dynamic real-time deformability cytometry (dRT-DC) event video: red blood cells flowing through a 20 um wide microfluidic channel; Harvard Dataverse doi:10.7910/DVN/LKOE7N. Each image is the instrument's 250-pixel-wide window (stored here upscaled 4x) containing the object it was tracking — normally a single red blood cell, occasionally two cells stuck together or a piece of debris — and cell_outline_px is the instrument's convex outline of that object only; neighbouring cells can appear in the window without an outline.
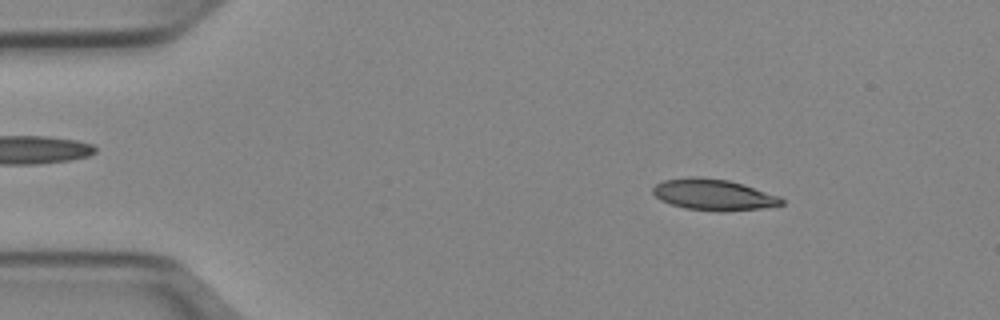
{"species": "Egyptian fruit bat (a non-hibernating species)", "species_latin": "Rousettus aegyptiacus", "temperature_condition": "cold", "stored_images_in_passage": 49, "camera_frame_rate_fps": 3000, "um_per_image_px": 0.085, "animal": {"sex": "female"}, "frame": {"image": 1, "passage_image": 6, "time_ms": 1.667, "image_size_px": [1000, 320], "cell_outline_px": [[784, 204], [760, 208], [724, 212], [720, 212], [684, 208], [660, 200], [652, 192], [652, 188], [656, 184], [664, 180], [692, 176], [696, 176], [728, 180], [744, 184], [780, 196], [784, 200]], "centroid_in_image_um": [60.65, 16.55], "position_along_channel_um": 24.3, "area_um2": 23.47}}
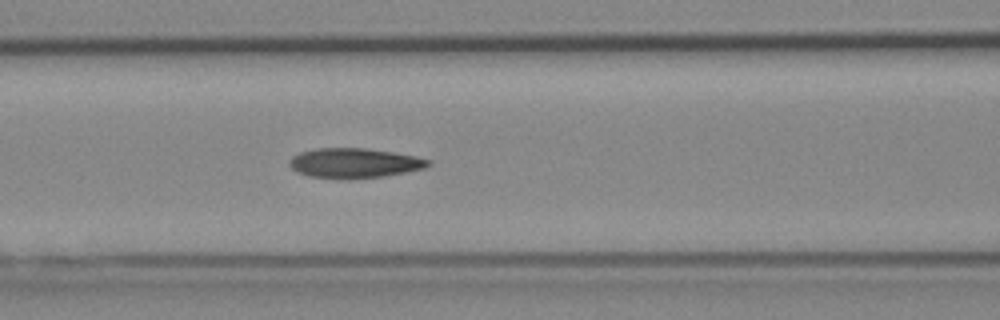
{"frame": {"image": 2, "passage_image": 20, "time_ms": 6.333, "image_size_px": [1000, 320], "cell_outline_px": [[432, 164], [424, 168], [384, 176], [348, 180], [340, 180], [308, 176], [296, 172], [288, 164], [288, 160], [292, 156], [300, 152], [316, 148], [364, 148], [392, 152], [416, 156], [432, 160]], "centroid_in_image_um": [30.08, 13.87], "position_along_channel_um": 136.5, "area_um2": 24.51}}
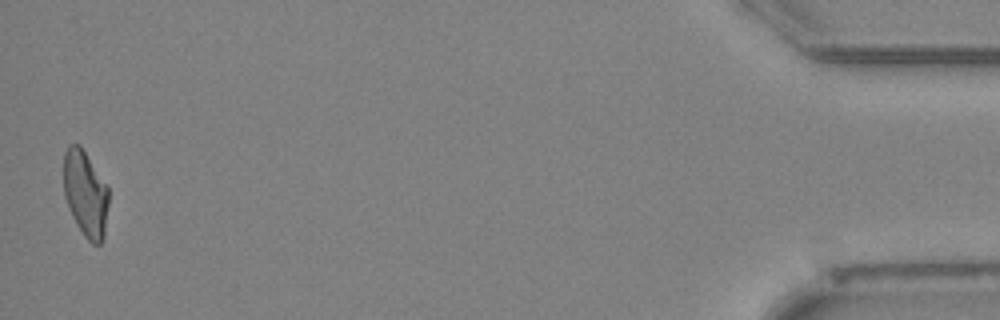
{"frame": {"image": 3, "passage_image": 49, "time_ms": 16.0, "image_size_px": [1000, 320], "cell_outline_px": [[108, 204], [104, 236], [100, 244], [92, 244], [84, 236], [76, 224], [72, 216], [64, 196], [64, 152], [68, 144], [80, 144], [108, 188]], "centroid_in_image_um": [7.25, 16.46], "position_along_channel_um": 428.0, "area_um2": 22.48}, "authors_computed_cell_mechanics": {"area_um2": 23.4668, "velocity_mm_per_s": 3.9629, "shape_relaxation_time_tau1_ms": 5.9339, "shape_relaxation_time_tau2_ms": 2.5515, "deformation_change_tau1": 0.1841, "deformation_change_tau2": 0.0828}}